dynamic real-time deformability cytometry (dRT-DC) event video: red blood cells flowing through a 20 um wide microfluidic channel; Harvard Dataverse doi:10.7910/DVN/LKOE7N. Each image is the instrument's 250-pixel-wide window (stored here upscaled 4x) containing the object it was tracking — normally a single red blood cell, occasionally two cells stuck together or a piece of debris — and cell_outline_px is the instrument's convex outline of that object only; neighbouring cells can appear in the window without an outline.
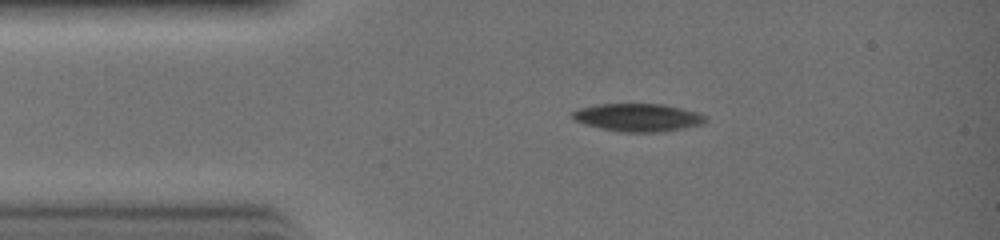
{"species": "common noctule bat (a hibernating species)", "species_latin": "Nyctalus noctula", "temperature_condition": "warm", "stored_images_in_passage": 15, "camera_frame_rate_fps": 3000, "um_per_image_px": 0.085, "animal": {"sex": "female", "body_mass_g": 19.0, "forearm_length_mm": 51.5}, "frame": {"image": 1, "passage_image": 5, "time_ms": 1.333, "image_size_px": [1000, 240], "cell_outline_px": [[708, 120], [704, 124], [664, 132], [620, 132], [600, 128], [584, 124], [572, 120], [568, 116], [568, 112], [580, 108], [596, 104], [664, 104], [700, 112]], "centroid_in_image_um": [54.19, 9.99], "position_along_channel_um": 30.8, "area_um2": 22.14}}